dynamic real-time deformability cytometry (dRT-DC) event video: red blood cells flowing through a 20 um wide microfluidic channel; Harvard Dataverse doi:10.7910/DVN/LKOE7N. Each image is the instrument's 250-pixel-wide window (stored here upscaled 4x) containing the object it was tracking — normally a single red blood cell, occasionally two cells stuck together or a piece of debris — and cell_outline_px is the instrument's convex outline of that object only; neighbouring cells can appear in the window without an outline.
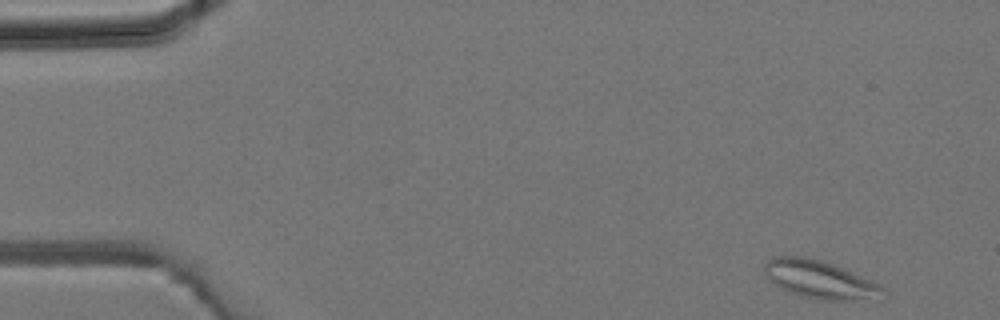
{"species": "common noctule bat (a hibernating species)", "species_latin": "Nyctalus noctula", "temperature_condition": "room temperature", "stored_images_in_passage": 10, "camera_frame_rate_fps": 3000, "um_per_image_px": 0.085, "animal": {"sex": "male", "body_mass_g": 19.2, "forearm_length_mm": 51.8}, "frame": {"image": 1, "passage_image": 1, "time_ms": 0.0, "image_size_px": [1000, 320], "cell_outline_px": [[884, 288], [864, 296], [844, 300], [824, 300], [800, 296], [780, 288], [772, 284], [768, 280], [764, 272], [764, 264], [772, 256], [804, 256], [820, 260], [844, 268], [872, 280], [880, 284]], "centroid_in_image_um": [69.46, 23.7], "position_along_channel_um": 15.5, "area_um2": 25.32}}